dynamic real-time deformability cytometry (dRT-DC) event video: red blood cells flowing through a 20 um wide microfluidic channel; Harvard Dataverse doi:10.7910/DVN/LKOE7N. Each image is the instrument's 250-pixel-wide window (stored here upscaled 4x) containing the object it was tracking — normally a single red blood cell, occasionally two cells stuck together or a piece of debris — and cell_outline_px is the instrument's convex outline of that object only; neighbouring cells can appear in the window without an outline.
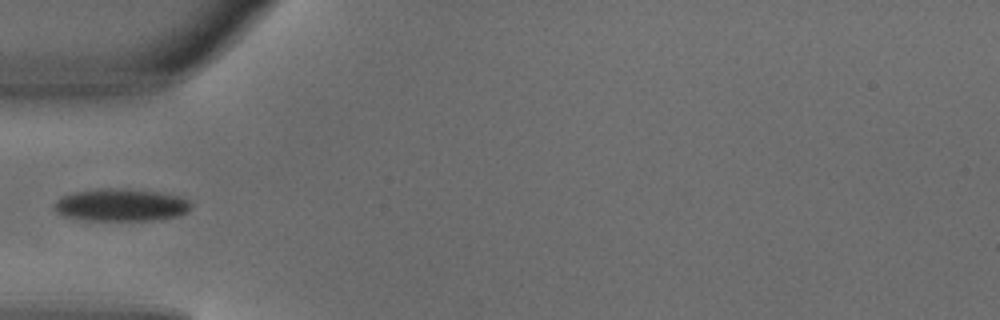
{"species": "common noctule bat (a hibernating species)", "species_latin": "Nyctalus noctula", "temperature_condition": "warm", "stored_images_in_passage": 2, "camera_frame_rate_fps": 3000, "um_per_image_px": 0.085, "animal": {"sex": "male", "body_mass_g": 18.8}, "frame": {"image": 1, "passage_image": 2, "time_ms": 0.333, "image_size_px": [1000, 320], "cell_outline_px": [[192, 204], [188, 212], [180, 216], [152, 220], [80, 220], [64, 216], [56, 212], [56, 200], [72, 192], [100, 188], [124, 188], [160, 192], [180, 196], [188, 200]], "centroid_in_image_um": [10.32, 17.42], "position_along_channel_um": 74.7, "area_um2": 26.07}}